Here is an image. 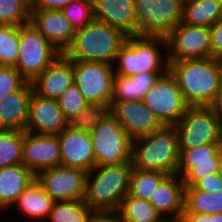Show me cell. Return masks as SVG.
I'll return each instance as SVG.
<instances>
[{
    "mask_svg": "<svg viewBox=\"0 0 222 222\" xmlns=\"http://www.w3.org/2000/svg\"><path fill=\"white\" fill-rule=\"evenodd\" d=\"M184 101L189 106H212L221 94L216 58L168 61Z\"/></svg>",
    "mask_w": 222,
    "mask_h": 222,
    "instance_id": "cell-1",
    "label": "cell"
},
{
    "mask_svg": "<svg viewBox=\"0 0 222 222\" xmlns=\"http://www.w3.org/2000/svg\"><path fill=\"white\" fill-rule=\"evenodd\" d=\"M127 37L121 29L94 20L75 31L72 43L63 54L73 61L113 65Z\"/></svg>",
    "mask_w": 222,
    "mask_h": 222,
    "instance_id": "cell-2",
    "label": "cell"
},
{
    "mask_svg": "<svg viewBox=\"0 0 222 222\" xmlns=\"http://www.w3.org/2000/svg\"><path fill=\"white\" fill-rule=\"evenodd\" d=\"M132 162L95 166L87 174L85 204L96 211H118L129 192Z\"/></svg>",
    "mask_w": 222,
    "mask_h": 222,
    "instance_id": "cell-3",
    "label": "cell"
},
{
    "mask_svg": "<svg viewBox=\"0 0 222 222\" xmlns=\"http://www.w3.org/2000/svg\"><path fill=\"white\" fill-rule=\"evenodd\" d=\"M115 74L134 76L137 73L168 71L167 41L164 37L128 36L121 46L115 63Z\"/></svg>",
    "mask_w": 222,
    "mask_h": 222,
    "instance_id": "cell-4",
    "label": "cell"
},
{
    "mask_svg": "<svg viewBox=\"0 0 222 222\" xmlns=\"http://www.w3.org/2000/svg\"><path fill=\"white\" fill-rule=\"evenodd\" d=\"M132 166L135 169L176 174L179 163L178 133L175 126H163L134 139Z\"/></svg>",
    "mask_w": 222,
    "mask_h": 222,
    "instance_id": "cell-5",
    "label": "cell"
},
{
    "mask_svg": "<svg viewBox=\"0 0 222 222\" xmlns=\"http://www.w3.org/2000/svg\"><path fill=\"white\" fill-rule=\"evenodd\" d=\"M183 0H134L136 35L164 37L181 22Z\"/></svg>",
    "mask_w": 222,
    "mask_h": 222,
    "instance_id": "cell-6",
    "label": "cell"
},
{
    "mask_svg": "<svg viewBox=\"0 0 222 222\" xmlns=\"http://www.w3.org/2000/svg\"><path fill=\"white\" fill-rule=\"evenodd\" d=\"M60 54L31 23L19 26V56L15 68L32 82Z\"/></svg>",
    "mask_w": 222,
    "mask_h": 222,
    "instance_id": "cell-7",
    "label": "cell"
},
{
    "mask_svg": "<svg viewBox=\"0 0 222 222\" xmlns=\"http://www.w3.org/2000/svg\"><path fill=\"white\" fill-rule=\"evenodd\" d=\"M175 127L179 148L222 143V124L212 106H189Z\"/></svg>",
    "mask_w": 222,
    "mask_h": 222,
    "instance_id": "cell-8",
    "label": "cell"
},
{
    "mask_svg": "<svg viewBox=\"0 0 222 222\" xmlns=\"http://www.w3.org/2000/svg\"><path fill=\"white\" fill-rule=\"evenodd\" d=\"M90 135L96 166L117 165L132 160L134 139L111 114Z\"/></svg>",
    "mask_w": 222,
    "mask_h": 222,
    "instance_id": "cell-9",
    "label": "cell"
},
{
    "mask_svg": "<svg viewBox=\"0 0 222 222\" xmlns=\"http://www.w3.org/2000/svg\"><path fill=\"white\" fill-rule=\"evenodd\" d=\"M142 101L164 126H175L189 107L169 70L158 77Z\"/></svg>",
    "mask_w": 222,
    "mask_h": 222,
    "instance_id": "cell-10",
    "label": "cell"
},
{
    "mask_svg": "<svg viewBox=\"0 0 222 222\" xmlns=\"http://www.w3.org/2000/svg\"><path fill=\"white\" fill-rule=\"evenodd\" d=\"M74 84L89 104L110 105L114 66L108 63L73 61Z\"/></svg>",
    "mask_w": 222,
    "mask_h": 222,
    "instance_id": "cell-11",
    "label": "cell"
},
{
    "mask_svg": "<svg viewBox=\"0 0 222 222\" xmlns=\"http://www.w3.org/2000/svg\"><path fill=\"white\" fill-rule=\"evenodd\" d=\"M166 41L168 61L212 57L210 28L180 22Z\"/></svg>",
    "mask_w": 222,
    "mask_h": 222,
    "instance_id": "cell-12",
    "label": "cell"
},
{
    "mask_svg": "<svg viewBox=\"0 0 222 222\" xmlns=\"http://www.w3.org/2000/svg\"><path fill=\"white\" fill-rule=\"evenodd\" d=\"M88 172L74 167L55 166L36 175L43 190L54 200H84Z\"/></svg>",
    "mask_w": 222,
    "mask_h": 222,
    "instance_id": "cell-13",
    "label": "cell"
},
{
    "mask_svg": "<svg viewBox=\"0 0 222 222\" xmlns=\"http://www.w3.org/2000/svg\"><path fill=\"white\" fill-rule=\"evenodd\" d=\"M23 165L35 175L61 165V150L57 135H39L23 131Z\"/></svg>",
    "mask_w": 222,
    "mask_h": 222,
    "instance_id": "cell-14",
    "label": "cell"
},
{
    "mask_svg": "<svg viewBox=\"0 0 222 222\" xmlns=\"http://www.w3.org/2000/svg\"><path fill=\"white\" fill-rule=\"evenodd\" d=\"M110 106L111 115L133 139L164 126L143 101L110 102Z\"/></svg>",
    "mask_w": 222,
    "mask_h": 222,
    "instance_id": "cell-15",
    "label": "cell"
},
{
    "mask_svg": "<svg viewBox=\"0 0 222 222\" xmlns=\"http://www.w3.org/2000/svg\"><path fill=\"white\" fill-rule=\"evenodd\" d=\"M61 150V165L90 172L96 166L90 132L67 126L57 135Z\"/></svg>",
    "mask_w": 222,
    "mask_h": 222,
    "instance_id": "cell-16",
    "label": "cell"
},
{
    "mask_svg": "<svg viewBox=\"0 0 222 222\" xmlns=\"http://www.w3.org/2000/svg\"><path fill=\"white\" fill-rule=\"evenodd\" d=\"M68 125L57 100L42 97L33 91L26 131L39 135H58Z\"/></svg>",
    "mask_w": 222,
    "mask_h": 222,
    "instance_id": "cell-17",
    "label": "cell"
},
{
    "mask_svg": "<svg viewBox=\"0 0 222 222\" xmlns=\"http://www.w3.org/2000/svg\"><path fill=\"white\" fill-rule=\"evenodd\" d=\"M31 84L37 95L58 100L74 84L73 60L60 54Z\"/></svg>",
    "mask_w": 222,
    "mask_h": 222,
    "instance_id": "cell-18",
    "label": "cell"
},
{
    "mask_svg": "<svg viewBox=\"0 0 222 222\" xmlns=\"http://www.w3.org/2000/svg\"><path fill=\"white\" fill-rule=\"evenodd\" d=\"M30 23L61 53L73 41L75 29L61 11L31 9Z\"/></svg>",
    "mask_w": 222,
    "mask_h": 222,
    "instance_id": "cell-19",
    "label": "cell"
},
{
    "mask_svg": "<svg viewBox=\"0 0 222 222\" xmlns=\"http://www.w3.org/2000/svg\"><path fill=\"white\" fill-rule=\"evenodd\" d=\"M95 20L136 35L134 0H93Z\"/></svg>",
    "mask_w": 222,
    "mask_h": 222,
    "instance_id": "cell-20",
    "label": "cell"
},
{
    "mask_svg": "<svg viewBox=\"0 0 222 222\" xmlns=\"http://www.w3.org/2000/svg\"><path fill=\"white\" fill-rule=\"evenodd\" d=\"M32 94V84L27 82L21 89L1 101L0 129L26 131Z\"/></svg>",
    "mask_w": 222,
    "mask_h": 222,
    "instance_id": "cell-21",
    "label": "cell"
},
{
    "mask_svg": "<svg viewBox=\"0 0 222 222\" xmlns=\"http://www.w3.org/2000/svg\"><path fill=\"white\" fill-rule=\"evenodd\" d=\"M185 185L177 174L167 175L149 202L163 217H181L184 212Z\"/></svg>",
    "mask_w": 222,
    "mask_h": 222,
    "instance_id": "cell-22",
    "label": "cell"
},
{
    "mask_svg": "<svg viewBox=\"0 0 222 222\" xmlns=\"http://www.w3.org/2000/svg\"><path fill=\"white\" fill-rule=\"evenodd\" d=\"M54 200L43 190L41 184L35 179L21 193L17 201L8 210V214L18 211L24 219L30 222H46L52 210ZM32 220V221H31Z\"/></svg>",
    "mask_w": 222,
    "mask_h": 222,
    "instance_id": "cell-23",
    "label": "cell"
},
{
    "mask_svg": "<svg viewBox=\"0 0 222 222\" xmlns=\"http://www.w3.org/2000/svg\"><path fill=\"white\" fill-rule=\"evenodd\" d=\"M35 179L36 175L23 164L0 168L1 215L12 207L21 193Z\"/></svg>",
    "mask_w": 222,
    "mask_h": 222,
    "instance_id": "cell-24",
    "label": "cell"
},
{
    "mask_svg": "<svg viewBox=\"0 0 222 222\" xmlns=\"http://www.w3.org/2000/svg\"><path fill=\"white\" fill-rule=\"evenodd\" d=\"M164 73H137L134 76L115 74L111 102L142 101L154 82Z\"/></svg>",
    "mask_w": 222,
    "mask_h": 222,
    "instance_id": "cell-25",
    "label": "cell"
},
{
    "mask_svg": "<svg viewBox=\"0 0 222 222\" xmlns=\"http://www.w3.org/2000/svg\"><path fill=\"white\" fill-rule=\"evenodd\" d=\"M222 0H185L181 22L210 28L222 16Z\"/></svg>",
    "mask_w": 222,
    "mask_h": 222,
    "instance_id": "cell-26",
    "label": "cell"
},
{
    "mask_svg": "<svg viewBox=\"0 0 222 222\" xmlns=\"http://www.w3.org/2000/svg\"><path fill=\"white\" fill-rule=\"evenodd\" d=\"M215 214L222 213V189L204 192L193 186H185L184 212Z\"/></svg>",
    "mask_w": 222,
    "mask_h": 222,
    "instance_id": "cell-27",
    "label": "cell"
},
{
    "mask_svg": "<svg viewBox=\"0 0 222 222\" xmlns=\"http://www.w3.org/2000/svg\"><path fill=\"white\" fill-rule=\"evenodd\" d=\"M118 212L124 222H158L164 218L149 201L129 194L122 199Z\"/></svg>",
    "mask_w": 222,
    "mask_h": 222,
    "instance_id": "cell-28",
    "label": "cell"
},
{
    "mask_svg": "<svg viewBox=\"0 0 222 222\" xmlns=\"http://www.w3.org/2000/svg\"><path fill=\"white\" fill-rule=\"evenodd\" d=\"M93 213L84 200L55 201L46 222H90Z\"/></svg>",
    "mask_w": 222,
    "mask_h": 222,
    "instance_id": "cell-29",
    "label": "cell"
},
{
    "mask_svg": "<svg viewBox=\"0 0 222 222\" xmlns=\"http://www.w3.org/2000/svg\"><path fill=\"white\" fill-rule=\"evenodd\" d=\"M167 174L158 171L132 169L128 194L149 201Z\"/></svg>",
    "mask_w": 222,
    "mask_h": 222,
    "instance_id": "cell-30",
    "label": "cell"
},
{
    "mask_svg": "<svg viewBox=\"0 0 222 222\" xmlns=\"http://www.w3.org/2000/svg\"><path fill=\"white\" fill-rule=\"evenodd\" d=\"M23 131L0 129V168L23 164Z\"/></svg>",
    "mask_w": 222,
    "mask_h": 222,
    "instance_id": "cell-31",
    "label": "cell"
},
{
    "mask_svg": "<svg viewBox=\"0 0 222 222\" xmlns=\"http://www.w3.org/2000/svg\"><path fill=\"white\" fill-rule=\"evenodd\" d=\"M31 0H0V24L22 26L30 23Z\"/></svg>",
    "mask_w": 222,
    "mask_h": 222,
    "instance_id": "cell-32",
    "label": "cell"
},
{
    "mask_svg": "<svg viewBox=\"0 0 222 222\" xmlns=\"http://www.w3.org/2000/svg\"><path fill=\"white\" fill-rule=\"evenodd\" d=\"M19 56V26L0 24V66L15 67Z\"/></svg>",
    "mask_w": 222,
    "mask_h": 222,
    "instance_id": "cell-33",
    "label": "cell"
},
{
    "mask_svg": "<svg viewBox=\"0 0 222 222\" xmlns=\"http://www.w3.org/2000/svg\"><path fill=\"white\" fill-rule=\"evenodd\" d=\"M111 114L110 105L88 104L71 121L69 126L74 129L91 132Z\"/></svg>",
    "mask_w": 222,
    "mask_h": 222,
    "instance_id": "cell-34",
    "label": "cell"
},
{
    "mask_svg": "<svg viewBox=\"0 0 222 222\" xmlns=\"http://www.w3.org/2000/svg\"><path fill=\"white\" fill-rule=\"evenodd\" d=\"M219 157H212V161L179 162L176 174L182 178L185 186H193L199 179L217 174Z\"/></svg>",
    "mask_w": 222,
    "mask_h": 222,
    "instance_id": "cell-35",
    "label": "cell"
},
{
    "mask_svg": "<svg viewBox=\"0 0 222 222\" xmlns=\"http://www.w3.org/2000/svg\"><path fill=\"white\" fill-rule=\"evenodd\" d=\"M60 11L69 20L75 31L95 20L93 0H73Z\"/></svg>",
    "mask_w": 222,
    "mask_h": 222,
    "instance_id": "cell-36",
    "label": "cell"
},
{
    "mask_svg": "<svg viewBox=\"0 0 222 222\" xmlns=\"http://www.w3.org/2000/svg\"><path fill=\"white\" fill-rule=\"evenodd\" d=\"M57 101L68 122L89 104L75 84L71 85Z\"/></svg>",
    "mask_w": 222,
    "mask_h": 222,
    "instance_id": "cell-37",
    "label": "cell"
},
{
    "mask_svg": "<svg viewBox=\"0 0 222 222\" xmlns=\"http://www.w3.org/2000/svg\"><path fill=\"white\" fill-rule=\"evenodd\" d=\"M222 143H207L197 148H179V162L212 161V157H219Z\"/></svg>",
    "mask_w": 222,
    "mask_h": 222,
    "instance_id": "cell-38",
    "label": "cell"
},
{
    "mask_svg": "<svg viewBox=\"0 0 222 222\" xmlns=\"http://www.w3.org/2000/svg\"><path fill=\"white\" fill-rule=\"evenodd\" d=\"M28 81L12 66H0V103L8 96L21 89Z\"/></svg>",
    "mask_w": 222,
    "mask_h": 222,
    "instance_id": "cell-39",
    "label": "cell"
},
{
    "mask_svg": "<svg viewBox=\"0 0 222 222\" xmlns=\"http://www.w3.org/2000/svg\"><path fill=\"white\" fill-rule=\"evenodd\" d=\"M212 57L222 55V16L210 27Z\"/></svg>",
    "mask_w": 222,
    "mask_h": 222,
    "instance_id": "cell-40",
    "label": "cell"
},
{
    "mask_svg": "<svg viewBox=\"0 0 222 222\" xmlns=\"http://www.w3.org/2000/svg\"><path fill=\"white\" fill-rule=\"evenodd\" d=\"M193 187L204 192H216L222 189V179L217 174H212L199 179Z\"/></svg>",
    "mask_w": 222,
    "mask_h": 222,
    "instance_id": "cell-41",
    "label": "cell"
},
{
    "mask_svg": "<svg viewBox=\"0 0 222 222\" xmlns=\"http://www.w3.org/2000/svg\"><path fill=\"white\" fill-rule=\"evenodd\" d=\"M72 1L73 0H31V9L60 11Z\"/></svg>",
    "mask_w": 222,
    "mask_h": 222,
    "instance_id": "cell-42",
    "label": "cell"
},
{
    "mask_svg": "<svg viewBox=\"0 0 222 222\" xmlns=\"http://www.w3.org/2000/svg\"><path fill=\"white\" fill-rule=\"evenodd\" d=\"M90 222H124L118 211H96Z\"/></svg>",
    "mask_w": 222,
    "mask_h": 222,
    "instance_id": "cell-43",
    "label": "cell"
},
{
    "mask_svg": "<svg viewBox=\"0 0 222 222\" xmlns=\"http://www.w3.org/2000/svg\"><path fill=\"white\" fill-rule=\"evenodd\" d=\"M183 222H213V214L182 213Z\"/></svg>",
    "mask_w": 222,
    "mask_h": 222,
    "instance_id": "cell-44",
    "label": "cell"
},
{
    "mask_svg": "<svg viewBox=\"0 0 222 222\" xmlns=\"http://www.w3.org/2000/svg\"><path fill=\"white\" fill-rule=\"evenodd\" d=\"M212 108L215 110L222 124V93L217 97L216 102L212 105Z\"/></svg>",
    "mask_w": 222,
    "mask_h": 222,
    "instance_id": "cell-45",
    "label": "cell"
},
{
    "mask_svg": "<svg viewBox=\"0 0 222 222\" xmlns=\"http://www.w3.org/2000/svg\"><path fill=\"white\" fill-rule=\"evenodd\" d=\"M216 60H217V66H218V70H219L220 89H221V93H222V55L218 56L216 58Z\"/></svg>",
    "mask_w": 222,
    "mask_h": 222,
    "instance_id": "cell-46",
    "label": "cell"
},
{
    "mask_svg": "<svg viewBox=\"0 0 222 222\" xmlns=\"http://www.w3.org/2000/svg\"><path fill=\"white\" fill-rule=\"evenodd\" d=\"M158 222H183L181 217H164Z\"/></svg>",
    "mask_w": 222,
    "mask_h": 222,
    "instance_id": "cell-47",
    "label": "cell"
},
{
    "mask_svg": "<svg viewBox=\"0 0 222 222\" xmlns=\"http://www.w3.org/2000/svg\"><path fill=\"white\" fill-rule=\"evenodd\" d=\"M217 175L222 179V150L219 152V165Z\"/></svg>",
    "mask_w": 222,
    "mask_h": 222,
    "instance_id": "cell-48",
    "label": "cell"
},
{
    "mask_svg": "<svg viewBox=\"0 0 222 222\" xmlns=\"http://www.w3.org/2000/svg\"><path fill=\"white\" fill-rule=\"evenodd\" d=\"M213 222H222V213L213 214Z\"/></svg>",
    "mask_w": 222,
    "mask_h": 222,
    "instance_id": "cell-49",
    "label": "cell"
}]
</instances>
